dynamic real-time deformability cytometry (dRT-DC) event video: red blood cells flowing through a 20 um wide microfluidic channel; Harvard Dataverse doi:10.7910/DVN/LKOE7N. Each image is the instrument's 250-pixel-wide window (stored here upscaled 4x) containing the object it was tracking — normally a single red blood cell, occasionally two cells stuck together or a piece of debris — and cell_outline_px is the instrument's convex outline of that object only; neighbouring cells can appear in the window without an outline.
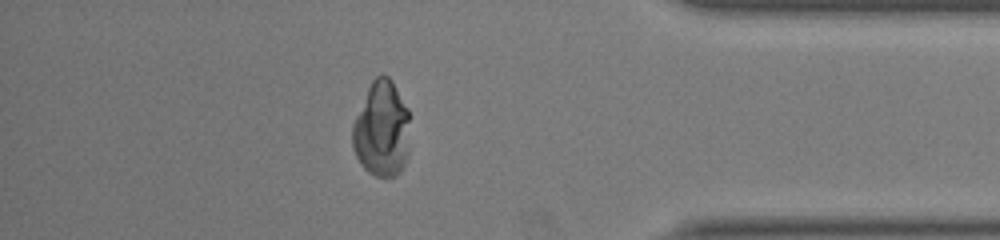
{"species": "common noctule bat (a hibernating species)", "species_latin": "Nyctalus noctula", "temperature_condition": "room temperature", "stored_images_in_passage": 55, "camera_frame_rate_fps": 3000, "um_per_image_px": 0.085, "animal": {"sex": "female", "body_mass_g": 22.0, "forearm_length_mm": 56.7}, "frame": {"image": 1, "passage_image": 49, "time_ms": 16.0, "image_size_px": [1000, 240], "cell_outline_px": [[408, 152], [404, 164], [400, 172], [396, 176], [376, 176], [368, 172], [360, 164], [352, 148], [352, 124], [368, 88], [372, 80], [376, 76], [388, 76], [392, 80], [408, 108]], "centroid_in_image_um": [32.43, 10.99], "position_along_channel_um": 402.8, "area_um2": 32.02}}